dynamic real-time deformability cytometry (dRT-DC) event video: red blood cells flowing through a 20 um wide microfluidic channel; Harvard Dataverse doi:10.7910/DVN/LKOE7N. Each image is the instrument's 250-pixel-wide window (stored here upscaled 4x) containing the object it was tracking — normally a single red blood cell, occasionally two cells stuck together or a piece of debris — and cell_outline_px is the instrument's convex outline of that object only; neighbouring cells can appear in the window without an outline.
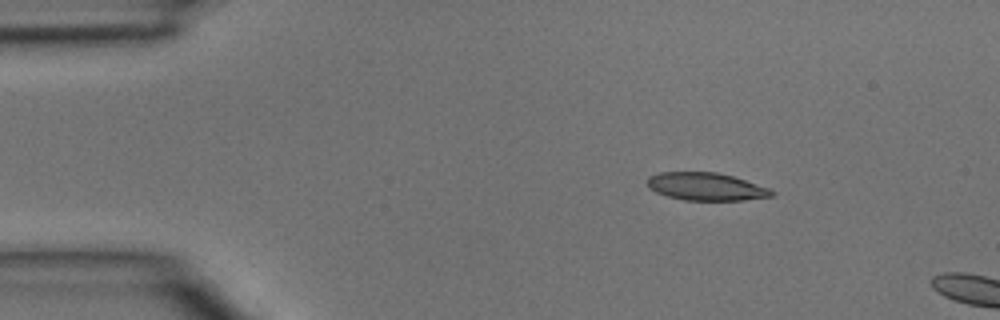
{"species": "common noctule bat (a hibernating species)", "species_latin": "Nyctalus noctula", "temperature_condition": "room temperature", "stored_images_in_passage": 2, "camera_frame_rate_fps": 3000, "um_per_image_px": 0.085, "animal": {"sex": "male", "body_mass_g": 15.6}, "frame": {"image": 1, "passage_image": 1, "time_ms": 0.0, "image_size_px": [1000, 320], "cell_outline_px": [[776, 192], [772, 196], [744, 200], [684, 200], [668, 196], [656, 192], [648, 188], [648, 176], [660, 172], [716, 172], [732, 176], [768, 188]], "centroid_in_image_um": [59.99, 15.86], "position_along_channel_um": 25.0, "area_um2": 19.94}}